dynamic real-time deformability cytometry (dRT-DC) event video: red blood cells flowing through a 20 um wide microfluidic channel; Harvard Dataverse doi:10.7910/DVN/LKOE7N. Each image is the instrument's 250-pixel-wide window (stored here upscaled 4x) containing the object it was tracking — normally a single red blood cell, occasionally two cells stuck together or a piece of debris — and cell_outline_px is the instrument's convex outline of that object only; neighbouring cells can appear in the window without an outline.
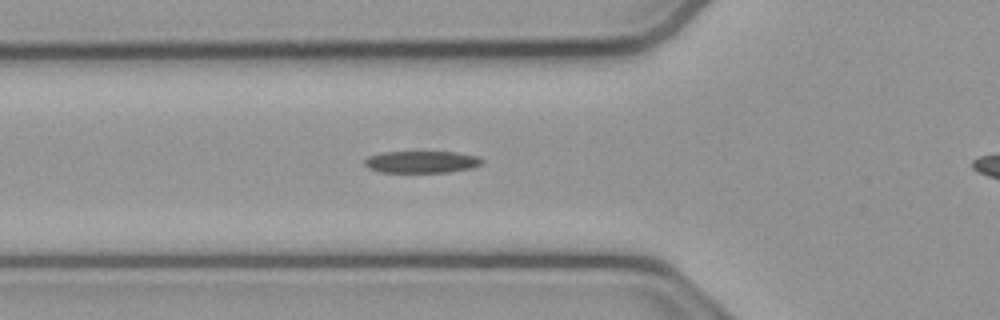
{"species": "common noctule bat (a hibernating species)", "species_latin": "Nyctalus noctula", "temperature_condition": "cold", "stored_images_in_passage": 31, "camera_frame_rate_fps": 3000, "um_per_image_px": 0.085, "animal": {"sex": "male", "body_mass_g": 23.1, "forearm_length_mm": 52.7}, "frame": {"image": 1, "passage_image": 3, "time_ms": 0.667, "image_size_px": [1000, 320], "cell_outline_px": [[484, 160], [480, 164], [472, 168], [448, 172], [380, 172], [368, 168], [364, 164], [364, 160], [368, 156], [384, 152], [456, 152], [480, 156]], "centroid_in_image_um": [35.84, 13.76], "position_along_channel_um": 90.0, "area_um2": 15.09}}
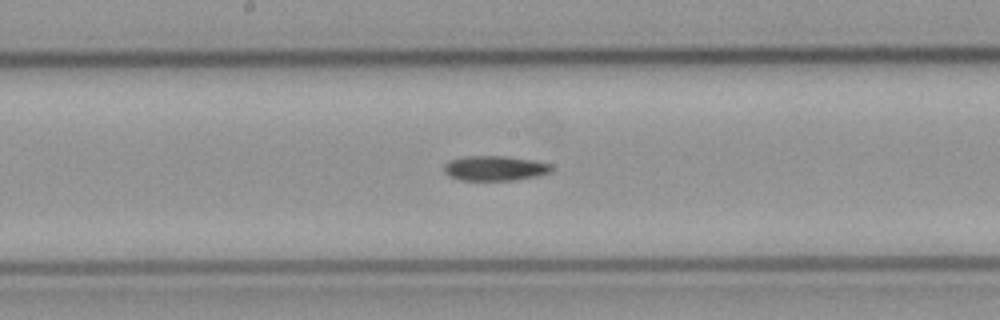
{"frame": {"image": 2, "passage_image": 12, "time_ms": 3.667, "image_size_px": [1000, 320], "cell_outline_px": [[552, 172], [536, 176], [512, 180], [460, 180], [448, 176], [444, 172], [444, 164], [448, 160], [464, 156], [504, 156], [532, 160], [552, 164]], "centroid_in_image_um": [42.03, 14.3], "position_along_channel_um": 206.2, "area_um2": 15.66}}
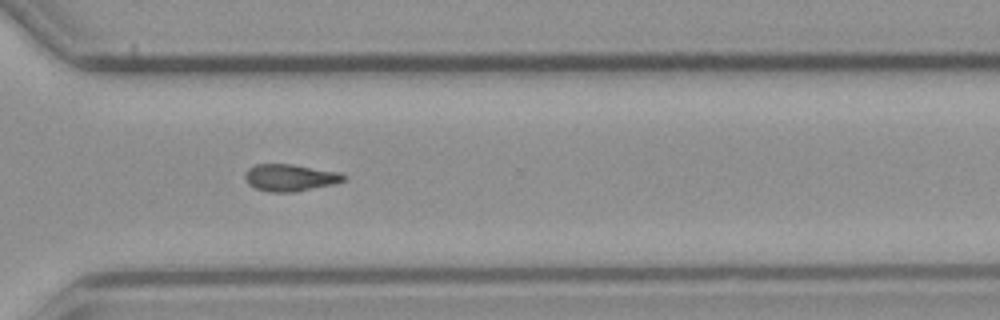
{"frame": {"image": 3, "passage_image": 23, "time_ms": 7.333, "image_size_px": [1000, 320], "cell_outline_px": [[348, 176], [344, 180], [336, 184], [296, 192], [268, 192], [256, 188], [248, 184], [244, 176], [248, 168], [256, 164], [292, 164], [340, 172]], "centroid_in_image_um": [24.69, 15.1], "position_along_channel_um": 345.9, "area_um2": 15.72}}